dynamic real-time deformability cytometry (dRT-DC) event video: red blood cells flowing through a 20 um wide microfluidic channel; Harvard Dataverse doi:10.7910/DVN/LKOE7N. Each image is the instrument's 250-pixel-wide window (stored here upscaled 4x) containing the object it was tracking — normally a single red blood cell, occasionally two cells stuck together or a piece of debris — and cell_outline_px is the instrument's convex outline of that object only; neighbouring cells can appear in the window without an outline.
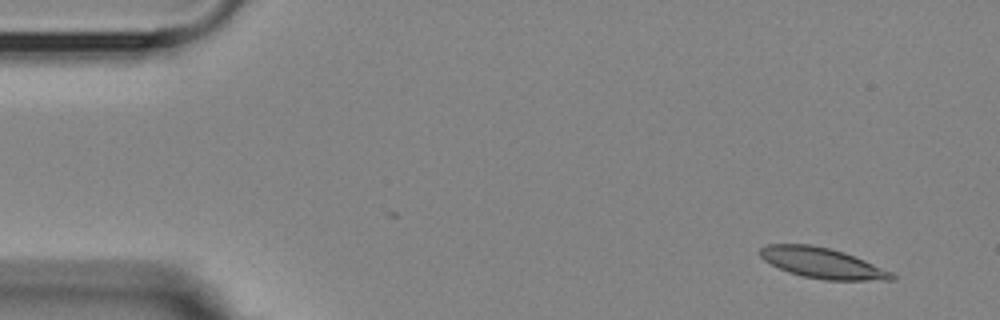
{"species": "Egyptian fruit bat (a non-hibernating species)", "species_latin": "Rousettus aegyptiacus", "temperature_condition": "room temperature", "stored_images_in_passage": 4, "camera_frame_rate_fps": 3000, "um_per_image_px": 0.085, "animal": {"sex": "female"}, "frame": {"image": 1, "passage_image": 1, "time_ms": 0.0, "image_size_px": [1000, 320], "cell_outline_px": [[896, 280], [824, 280], [804, 276], [788, 272], [764, 260], [760, 256], [760, 248], [768, 244], [812, 244], [844, 252], [864, 260], [892, 272], [896, 276]], "centroid_in_image_um": [69.91, 22.36], "position_along_channel_um": 15.1, "area_um2": 23.24}}
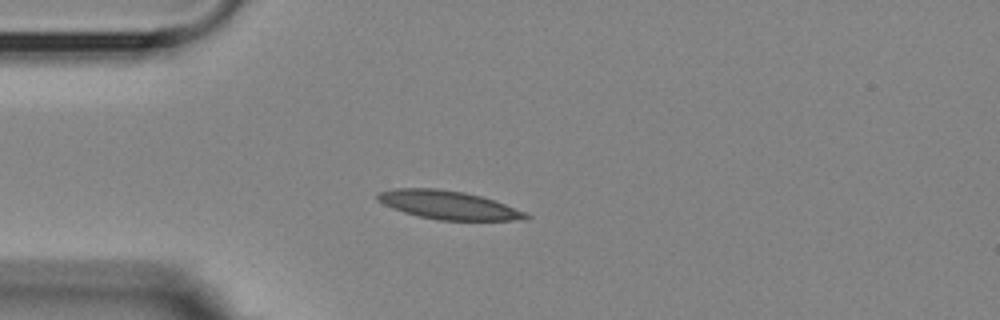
{"frame": {"image": 2, "passage_image": 4, "time_ms": 3.333, "image_size_px": [1000, 320], "cell_outline_px": [[532, 216], [528, 220], [440, 220], [420, 216], [404, 212], [392, 208], [376, 200], [376, 192], [392, 188], [436, 188], [464, 192], [480, 196], [504, 204], [524, 212]], "centroid_in_image_um": [38.06, 17.42], "position_along_channel_um": 46.9, "area_um2": 24.51}}